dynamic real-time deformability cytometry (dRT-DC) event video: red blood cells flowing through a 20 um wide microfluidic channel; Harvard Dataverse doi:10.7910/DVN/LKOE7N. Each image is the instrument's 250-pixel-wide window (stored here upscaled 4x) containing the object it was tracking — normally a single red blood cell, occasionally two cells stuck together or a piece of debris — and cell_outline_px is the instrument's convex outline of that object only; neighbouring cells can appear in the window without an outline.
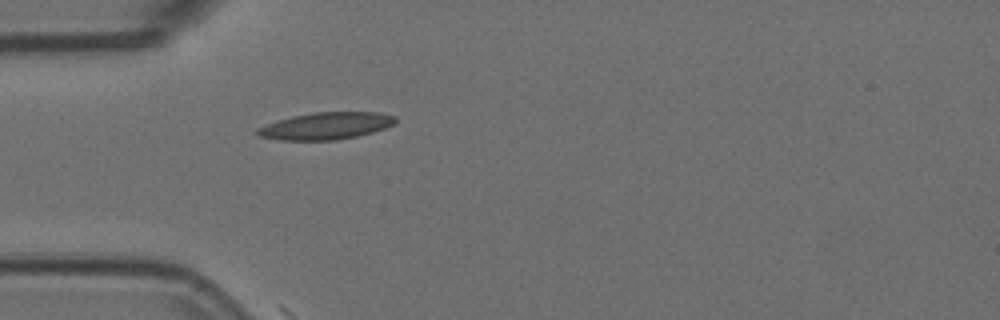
{"species": "Egyptian fruit bat (a non-hibernating species)", "species_latin": "Rousettus aegyptiacus", "temperature_condition": "room temperature", "stored_images_in_passage": 5, "camera_frame_rate_fps": 3000, "um_per_image_px": 0.085, "animal": {"sex": "female"}, "frame": {"image": 1, "passage_image": 5, "time_ms": 1.333, "image_size_px": [1000, 320], "cell_outline_px": [[396, 120], [392, 124], [384, 128], [372, 132], [356, 136], [336, 140], [280, 140], [260, 136], [252, 132], [256, 128], [292, 116], [312, 112], [380, 112], [396, 116]], "centroid_in_image_um": [27.68, 10.7], "position_along_channel_um": 57.3, "area_um2": 21.68}}